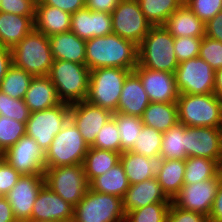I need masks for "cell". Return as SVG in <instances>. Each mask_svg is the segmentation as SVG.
<instances>
[{
	"label": "cell",
	"mask_w": 222,
	"mask_h": 222,
	"mask_svg": "<svg viewBox=\"0 0 222 222\" xmlns=\"http://www.w3.org/2000/svg\"><path fill=\"white\" fill-rule=\"evenodd\" d=\"M85 55L90 71L106 67L134 70L138 65V46L114 33L87 40Z\"/></svg>",
	"instance_id": "6da1fadb"
},
{
	"label": "cell",
	"mask_w": 222,
	"mask_h": 222,
	"mask_svg": "<svg viewBox=\"0 0 222 222\" xmlns=\"http://www.w3.org/2000/svg\"><path fill=\"white\" fill-rule=\"evenodd\" d=\"M138 65L175 73L179 62L174 53V37L163 25L152 26L138 46Z\"/></svg>",
	"instance_id": "7a4b0ae2"
},
{
	"label": "cell",
	"mask_w": 222,
	"mask_h": 222,
	"mask_svg": "<svg viewBox=\"0 0 222 222\" xmlns=\"http://www.w3.org/2000/svg\"><path fill=\"white\" fill-rule=\"evenodd\" d=\"M178 122L186 127L222 128V100L215 94H179Z\"/></svg>",
	"instance_id": "3957f363"
},
{
	"label": "cell",
	"mask_w": 222,
	"mask_h": 222,
	"mask_svg": "<svg viewBox=\"0 0 222 222\" xmlns=\"http://www.w3.org/2000/svg\"><path fill=\"white\" fill-rule=\"evenodd\" d=\"M48 77L62 103L85 101L89 92L90 70L85 64L53 60Z\"/></svg>",
	"instance_id": "277c9868"
},
{
	"label": "cell",
	"mask_w": 222,
	"mask_h": 222,
	"mask_svg": "<svg viewBox=\"0 0 222 222\" xmlns=\"http://www.w3.org/2000/svg\"><path fill=\"white\" fill-rule=\"evenodd\" d=\"M12 64L36 76H48L53 64L49 38L33 29L12 49Z\"/></svg>",
	"instance_id": "5b68a950"
},
{
	"label": "cell",
	"mask_w": 222,
	"mask_h": 222,
	"mask_svg": "<svg viewBox=\"0 0 222 222\" xmlns=\"http://www.w3.org/2000/svg\"><path fill=\"white\" fill-rule=\"evenodd\" d=\"M132 71L113 67L91 70L86 101L116 113L124 81Z\"/></svg>",
	"instance_id": "8992f818"
},
{
	"label": "cell",
	"mask_w": 222,
	"mask_h": 222,
	"mask_svg": "<svg viewBox=\"0 0 222 222\" xmlns=\"http://www.w3.org/2000/svg\"><path fill=\"white\" fill-rule=\"evenodd\" d=\"M88 149L77 126L69 119L45 151V168L83 164Z\"/></svg>",
	"instance_id": "52a82bcc"
},
{
	"label": "cell",
	"mask_w": 222,
	"mask_h": 222,
	"mask_svg": "<svg viewBox=\"0 0 222 222\" xmlns=\"http://www.w3.org/2000/svg\"><path fill=\"white\" fill-rule=\"evenodd\" d=\"M72 222H125L122 198L88 188L74 207Z\"/></svg>",
	"instance_id": "ba28073f"
},
{
	"label": "cell",
	"mask_w": 222,
	"mask_h": 222,
	"mask_svg": "<svg viewBox=\"0 0 222 222\" xmlns=\"http://www.w3.org/2000/svg\"><path fill=\"white\" fill-rule=\"evenodd\" d=\"M44 179L54 193L73 207L84 198L89 188L83 164L47 168Z\"/></svg>",
	"instance_id": "9c48e42d"
},
{
	"label": "cell",
	"mask_w": 222,
	"mask_h": 222,
	"mask_svg": "<svg viewBox=\"0 0 222 222\" xmlns=\"http://www.w3.org/2000/svg\"><path fill=\"white\" fill-rule=\"evenodd\" d=\"M69 119L70 104L67 103L32 112L26 122V135L34 138L45 153L54 137L61 131Z\"/></svg>",
	"instance_id": "30bf717a"
},
{
	"label": "cell",
	"mask_w": 222,
	"mask_h": 222,
	"mask_svg": "<svg viewBox=\"0 0 222 222\" xmlns=\"http://www.w3.org/2000/svg\"><path fill=\"white\" fill-rule=\"evenodd\" d=\"M174 74L179 94L214 93L215 70L200 57L180 62Z\"/></svg>",
	"instance_id": "8fae6325"
},
{
	"label": "cell",
	"mask_w": 222,
	"mask_h": 222,
	"mask_svg": "<svg viewBox=\"0 0 222 222\" xmlns=\"http://www.w3.org/2000/svg\"><path fill=\"white\" fill-rule=\"evenodd\" d=\"M111 16L113 33L137 46L152 27L141 11L138 0H121Z\"/></svg>",
	"instance_id": "7c38bea8"
},
{
	"label": "cell",
	"mask_w": 222,
	"mask_h": 222,
	"mask_svg": "<svg viewBox=\"0 0 222 222\" xmlns=\"http://www.w3.org/2000/svg\"><path fill=\"white\" fill-rule=\"evenodd\" d=\"M221 182L220 171L214 178L195 184H184L171 202L181 209L198 212L208 217Z\"/></svg>",
	"instance_id": "4fadbf2b"
},
{
	"label": "cell",
	"mask_w": 222,
	"mask_h": 222,
	"mask_svg": "<svg viewBox=\"0 0 222 222\" xmlns=\"http://www.w3.org/2000/svg\"><path fill=\"white\" fill-rule=\"evenodd\" d=\"M184 137L187 158L212 159L222 167V128L185 126Z\"/></svg>",
	"instance_id": "5bb4252c"
},
{
	"label": "cell",
	"mask_w": 222,
	"mask_h": 222,
	"mask_svg": "<svg viewBox=\"0 0 222 222\" xmlns=\"http://www.w3.org/2000/svg\"><path fill=\"white\" fill-rule=\"evenodd\" d=\"M2 157L21 175L44 174L46 169L44 151L34 138L26 134L7 149Z\"/></svg>",
	"instance_id": "9a60e30c"
},
{
	"label": "cell",
	"mask_w": 222,
	"mask_h": 222,
	"mask_svg": "<svg viewBox=\"0 0 222 222\" xmlns=\"http://www.w3.org/2000/svg\"><path fill=\"white\" fill-rule=\"evenodd\" d=\"M44 184V174L21 175L5 195L17 222L31 221L34 202Z\"/></svg>",
	"instance_id": "2e32d148"
},
{
	"label": "cell",
	"mask_w": 222,
	"mask_h": 222,
	"mask_svg": "<svg viewBox=\"0 0 222 222\" xmlns=\"http://www.w3.org/2000/svg\"><path fill=\"white\" fill-rule=\"evenodd\" d=\"M133 72L139 77L150 102L173 103L179 96L174 73L157 71L137 65Z\"/></svg>",
	"instance_id": "e0dca14e"
},
{
	"label": "cell",
	"mask_w": 222,
	"mask_h": 222,
	"mask_svg": "<svg viewBox=\"0 0 222 222\" xmlns=\"http://www.w3.org/2000/svg\"><path fill=\"white\" fill-rule=\"evenodd\" d=\"M112 115L111 111L92 105L86 100L70 105V119L77 126L89 147L94 144L99 130Z\"/></svg>",
	"instance_id": "ac0fdd59"
},
{
	"label": "cell",
	"mask_w": 222,
	"mask_h": 222,
	"mask_svg": "<svg viewBox=\"0 0 222 222\" xmlns=\"http://www.w3.org/2000/svg\"><path fill=\"white\" fill-rule=\"evenodd\" d=\"M73 212L74 207L72 205L44 184L34 202L31 221L72 222Z\"/></svg>",
	"instance_id": "d6986e66"
},
{
	"label": "cell",
	"mask_w": 222,
	"mask_h": 222,
	"mask_svg": "<svg viewBox=\"0 0 222 222\" xmlns=\"http://www.w3.org/2000/svg\"><path fill=\"white\" fill-rule=\"evenodd\" d=\"M70 31L85 41L112 34V16L84 7L72 14Z\"/></svg>",
	"instance_id": "ffe728a7"
},
{
	"label": "cell",
	"mask_w": 222,
	"mask_h": 222,
	"mask_svg": "<svg viewBox=\"0 0 222 222\" xmlns=\"http://www.w3.org/2000/svg\"><path fill=\"white\" fill-rule=\"evenodd\" d=\"M120 162L130 185L154 178L158 175L165 158L160 154L146 157L132 151L121 153Z\"/></svg>",
	"instance_id": "44dd1931"
},
{
	"label": "cell",
	"mask_w": 222,
	"mask_h": 222,
	"mask_svg": "<svg viewBox=\"0 0 222 222\" xmlns=\"http://www.w3.org/2000/svg\"><path fill=\"white\" fill-rule=\"evenodd\" d=\"M122 201L125 214L156 202H171L156 177L129 185Z\"/></svg>",
	"instance_id": "7402d4cb"
},
{
	"label": "cell",
	"mask_w": 222,
	"mask_h": 222,
	"mask_svg": "<svg viewBox=\"0 0 222 222\" xmlns=\"http://www.w3.org/2000/svg\"><path fill=\"white\" fill-rule=\"evenodd\" d=\"M149 104L139 77L132 71L124 81L116 113L141 117Z\"/></svg>",
	"instance_id": "603a6c76"
},
{
	"label": "cell",
	"mask_w": 222,
	"mask_h": 222,
	"mask_svg": "<svg viewBox=\"0 0 222 222\" xmlns=\"http://www.w3.org/2000/svg\"><path fill=\"white\" fill-rule=\"evenodd\" d=\"M163 26L174 38L205 36V23L185 3L168 17Z\"/></svg>",
	"instance_id": "cb8c5ba5"
},
{
	"label": "cell",
	"mask_w": 222,
	"mask_h": 222,
	"mask_svg": "<svg viewBox=\"0 0 222 222\" xmlns=\"http://www.w3.org/2000/svg\"><path fill=\"white\" fill-rule=\"evenodd\" d=\"M48 38L54 60L85 64V40L81 39L71 31L54 34Z\"/></svg>",
	"instance_id": "d4e9b609"
},
{
	"label": "cell",
	"mask_w": 222,
	"mask_h": 222,
	"mask_svg": "<svg viewBox=\"0 0 222 222\" xmlns=\"http://www.w3.org/2000/svg\"><path fill=\"white\" fill-rule=\"evenodd\" d=\"M71 14L57 7L36 3L34 29L47 37L58 33L69 32Z\"/></svg>",
	"instance_id": "484cf974"
},
{
	"label": "cell",
	"mask_w": 222,
	"mask_h": 222,
	"mask_svg": "<svg viewBox=\"0 0 222 222\" xmlns=\"http://www.w3.org/2000/svg\"><path fill=\"white\" fill-rule=\"evenodd\" d=\"M24 101L31 113L55 107L62 103L58 98L56 87L48 76L33 77Z\"/></svg>",
	"instance_id": "4316f807"
},
{
	"label": "cell",
	"mask_w": 222,
	"mask_h": 222,
	"mask_svg": "<svg viewBox=\"0 0 222 222\" xmlns=\"http://www.w3.org/2000/svg\"><path fill=\"white\" fill-rule=\"evenodd\" d=\"M35 16L0 12V46L12 49L34 29Z\"/></svg>",
	"instance_id": "83f0119b"
},
{
	"label": "cell",
	"mask_w": 222,
	"mask_h": 222,
	"mask_svg": "<svg viewBox=\"0 0 222 222\" xmlns=\"http://www.w3.org/2000/svg\"><path fill=\"white\" fill-rule=\"evenodd\" d=\"M143 125L165 133L178 122L177 104L150 102L141 116Z\"/></svg>",
	"instance_id": "f1b7e54d"
},
{
	"label": "cell",
	"mask_w": 222,
	"mask_h": 222,
	"mask_svg": "<svg viewBox=\"0 0 222 222\" xmlns=\"http://www.w3.org/2000/svg\"><path fill=\"white\" fill-rule=\"evenodd\" d=\"M129 185L123 166L119 162L106 173L95 177L89 183V188L95 192L115 195L123 199Z\"/></svg>",
	"instance_id": "f546056e"
},
{
	"label": "cell",
	"mask_w": 222,
	"mask_h": 222,
	"mask_svg": "<svg viewBox=\"0 0 222 222\" xmlns=\"http://www.w3.org/2000/svg\"><path fill=\"white\" fill-rule=\"evenodd\" d=\"M121 153L89 147L83 162L87 182L109 171L120 162Z\"/></svg>",
	"instance_id": "4dcf8cb0"
},
{
	"label": "cell",
	"mask_w": 222,
	"mask_h": 222,
	"mask_svg": "<svg viewBox=\"0 0 222 222\" xmlns=\"http://www.w3.org/2000/svg\"><path fill=\"white\" fill-rule=\"evenodd\" d=\"M185 159L165 160L158 175L157 181L163 192L172 201L184 185Z\"/></svg>",
	"instance_id": "1f68e13d"
},
{
	"label": "cell",
	"mask_w": 222,
	"mask_h": 222,
	"mask_svg": "<svg viewBox=\"0 0 222 222\" xmlns=\"http://www.w3.org/2000/svg\"><path fill=\"white\" fill-rule=\"evenodd\" d=\"M222 167L212 159L189 157L185 159L184 184H195L214 178Z\"/></svg>",
	"instance_id": "d6a6232c"
},
{
	"label": "cell",
	"mask_w": 222,
	"mask_h": 222,
	"mask_svg": "<svg viewBox=\"0 0 222 222\" xmlns=\"http://www.w3.org/2000/svg\"><path fill=\"white\" fill-rule=\"evenodd\" d=\"M141 11L152 26L163 25L184 0H138Z\"/></svg>",
	"instance_id": "836d02e7"
},
{
	"label": "cell",
	"mask_w": 222,
	"mask_h": 222,
	"mask_svg": "<svg viewBox=\"0 0 222 222\" xmlns=\"http://www.w3.org/2000/svg\"><path fill=\"white\" fill-rule=\"evenodd\" d=\"M33 77L12 64L1 82L0 90L12 98L24 99Z\"/></svg>",
	"instance_id": "e575fe53"
},
{
	"label": "cell",
	"mask_w": 222,
	"mask_h": 222,
	"mask_svg": "<svg viewBox=\"0 0 222 222\" xmlns=\"http://www.w3.org/2000/svg\"><path fill=\"white\" fill-rule=\"evenodd\" d=\"M184 132L185 125L177 123L163 133L160 155L164 157L165 160L187 158Z\"/></svg>",
	"instance_id": "d590c367"
},
{
	"label": "cell",
	"mask_w": 222,
	"mask_h": 222,
	"mask_svg": "<svg viewBox=\"0 0 222 222\" xmlns=\"http://www.w3.org/2000/svg\"><path fill=\"white\" fill-rule=\"evenodd\" d=\"M112 117L116 120V125L118 127L121 141V153L130 151L137 141V137L143 126L141 117L122 113H113Z\"/></svg>",
	"instance_id": "8d00e7d4"
},
{
	"label": "cell",
	"mask_w": 222,
	"mask_h": 222,
	"mask_svg": "<svg viewBox=\"0 0 222 222\" xmlns=\"http://www.w3.org/2000/svg\"><path fill=\"white\" fill-rule=\"evenodd\" d=\"M171 202H156L145 207L128 211L125 222H167Z\"/></svg>",
	"instance_id": "74e56055"
},
{
	"label": "cell",
	"mask_w": 222,
	"mask_h": 222,
	"mask_svg": "<svg viewBox=\"0 0 222 222\" xmlns=\"http://www.w3.org/2000/svg\"><path fill=\"white\" fill-rule=\"evenodd\" d=\"M163 133L152 127L143 125L137 141L130 151L152 157L160 154Z\"/></svg>",
	"instance_id": "f35d334b"
},
{
	"label": "cell",
	"mask_w": 222,
	"mask_h": 222,
	"mask_svg": "<svg viewBox=\"0 0 222 222\" xmlns=\"http://www.w3.org/2000/svg\"><path fill=\"white\" fill-rule=\"evenodd\" d=\"M26 134V124L0 116V153L3 154Z\"/></svg>",
	"instance_id": "ab89813d"
},
{
	"label": "cell",
	"mask_w": 222,
	"mask_h": 222,
	"mask_svg": "<svg viewBox=\"0 0 222 222\" xmlns=\"http://www.w3.org/2000/svg\"><path fill=\"white\" fill-rule=\"evenodd\" d=\"M91 147L121 153L119 131L116 120L113 117H111L99 130L95 142Z\"/></svg>",
	"instance_id": "60d3db41"
},
{
	"label": "cell",
	"mask_w": 222,
	"mask_h": 222,
	"mask_svg": "<svg viewBox=\"0 0 222 222\" xmlns=\"http://www.w3.org/2000/svg\"><path fill=\"white\" fill-rule=\"evenodd\" d=\"M30 114L24 99L12 98L0 90V116L9 117L26 124Z\"/></svg>",
	"instance_id": "b9f144b4"
},
{
	"label": "cell",
	"mask_w": 222,
	"mask_h": 222,
	"mask_svg": "<svg viewBox=\"0 0 222 222\" xmlns=\"http://www.w3.org/2000/svg\"><path fill=\"white\" fill-rule=\"evenodd\" d=\"M199 57L215 71L220 69L222 67V42L204 36L200 45Z\"/></svg>",
	"instance_id": "7bdbcfd3"
},
{
	"label": "cell",
	"mask_w": 222,
	"mask_h": 222,
	"mask_svg": "<svg viewBox=\"0 0 222 222\" xmlns=\"http://www.w3.org/2000/svg\"><path fill=\"white\" fill-rule=\"evenodd\" d=\"M202 38L194 37H175L174 53L177 61L183 62L194 57H199Z\"/></svg>",
	"instance_id": "ee69618b"
},
{
	"label": "cell",
	"mask_w": 222,
	"mask_h": 222,
	"mask_svg": "<svg viewBox=\"0 0 222 222\" xmlns=\"http://www.w3.org/2000/svg\"><path fill=\"white\" fill-rule=\"evenodd\" d=\"M184 3L205 24L222 10V0H184Z\"/></svg>",
	"instance_id": "f6af8a7d"
},
{
	"label": "cell",
	"mask_w": 222,
	"mask_h": 222,
	"mask_svg": "<svg viewBox=\"0 0 222 222\" xmlns=\"http://www.w3.org/2000/svg\"><path fill=\"white\" fill-rule=\"evenodd\" d=\"M38 0H0V12L21 16H35Z\"/></svg>",
	"instance_id": "bcb514c9"
},
{
	"label": "cell",
	"mask_w": 222,
	"mask_h": 222,
	"mask_svg": "<svg viewBox=\"0 0 222 222\" xmlns=\"http://www.w3.org/2000/svg\"><path fill=\"white\" fill-rule=\"evenodd\" d=\"M21 174L3 157L0 158V195L5 196L17 183Z\"/></svg>",
	"instance_id": "7dc6e473"
},
{
	"label": "cell",
	"mask_w": 222,
	"mask_h": 222,
	"mask_svg": "<svg viewBox=\"0 0 222 222\" xmlns=\"http://www.w3.org/2000/svg\"><path fill=\"white\" fill-rule=\"evenodd\" d=\"M167 222H209V219L204 214L181 209L171 202Z\"/></svg>",
	"instance_id": "c3c4849f"
},
{
	"label": "cell",
	"mask_w": 222,
	"mask_h": 222,
	"mask_svg": "<svg viewBox=\"0 0 222 222\" xmlns=\"http://www.w3.org/2000/svg\"><path fill=\"white\" fill-rule=\"evenodd\" d=\"M37 3L57 7L71 15L85 7V0H38Z\"/></svg>",
	"instance_id": "681fc988"
},
{
	"label": "cell",
	"mask_w": 222,
	"mask_h": 222,
	"mask_svg": "<svg viewBox=\"0 0 222 222\" xmlns=\"http://www.w3.org/2000/svg\"><path fill=\"white\" fill-rule=\"evenodd\" d=\"M205 36L222 42V10L205 24Z\"/></svg>",
	"instance_id": "f907efd6"
},
{
	"label": "cell",
	"mask_w": 222,
	"mask_h": 222,
	"mask_svg": "<svg viewBox=\"0 0 222 222\" xmlns=\"http://www.w3.org/2000/svg\"><path fill=\"white\" fill-rule=\"evenodd\" d=\"M121 0H85V7L94 12L111 14Z\"/></svg>",
	"instance_id": "816d5d0a"
},
{
	"label": "cell",
	"mask_w": 222,
	"mask_h": 222,
	"mask_svg": "<svg viewBox=\"0 0 222 222\" xmlns=\"http://www.w3.org/2000/svg\"><path fill=\"white\" fill-rule=\"evenodd\" d=\"M208 219L209 222H222V182L218 187Z\"/></svg>",
	"instance_id": "f5cc1de1"
},
{
	"label": "cell",
	"mask_w": 222,
	"mask_h": 222,
	"mask_svg": "<svg viewBox=\"0 0 222 222\" xmlns=\"http://www.w3.org/2000/svg\"><path fill=\"white\" fill-rule=\"evenodd\" d=\"M12 65V51L10 48L0 46V86L8 68Z\"/></svg>",
	"instance_id": "db71d44e"
},
{
	"label": "cell",
	"mask_w": 222,
	"mask_h": 222,
	"mask_svg": "<svg viewBox=\"0 0 222 222\" xmlns=\"http://www.w3.org/2000/svg\"><path fill=\"white\" fill-rule=\"evenodd\" d=\"M0 222H17L5 196L0 195Z\"/></svg>",
	"instance_id": "11a10c76"
},
{
	"label": "cell",
	"mask_w": 222,
	"mask_h": 222,
	"mask_svg": "<svg viewBox=\"0 0 222 222\" xmlns=\"http://www.w3.org/2000/svg\"><path fill=\"white\" fill-rule=\"evenodd\" d=\"M214 93L222 100V67L215 71Z\"/></svg>",
	"instance_id": "9f6ffc18"
},
{
	"label": "cell",
	"mask_w": 222,
	"mask_h": 222,
	"mask_svg": "<svg viewBox=\"0 0 222 222\" xmlns=\"http://www.w3.org/2000/svg\"><path fill=\"white\" fill-rule=\"evenodd\" d=\"M26 222H62V221L49 220V221H26Z\"/></svg>",
	"instance_id": "6f0895ef"
}]
</instances>
